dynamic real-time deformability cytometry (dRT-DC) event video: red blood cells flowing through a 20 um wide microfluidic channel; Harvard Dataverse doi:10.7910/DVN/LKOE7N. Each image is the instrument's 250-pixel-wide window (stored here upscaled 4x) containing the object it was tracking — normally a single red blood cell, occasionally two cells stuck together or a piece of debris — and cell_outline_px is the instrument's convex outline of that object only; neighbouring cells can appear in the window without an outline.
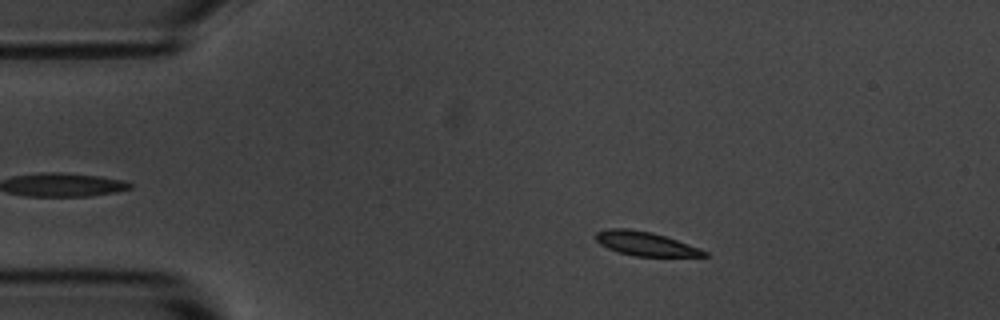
{"species": "common noctule bat (a hibernating species)", "species_latin": "Nyctalus noctula", "temperature_condition": "room temperature", "stored_images_in_passage": 42, "camera_frame_rate_fps": 3000, "um_per_image_px": 0.085, "animal": {"sex": "male", "body_mass_g": 20.1, "forearm_length_mm": 53.5}, "frame": {"image": 1, "passage_image": 9, "time_ms": 2.667, "image_size_px": [1000, 320], "cell_outline_px": [[708, 256], [636, 256], [620, 252], [608, 248], [600, 244], [596, 240], [596, 232], [608, 228], [628, 228], [652, 232], [700, 248], [708, 252]], "centroid_in_image_um": [54.85, 20.7], "position_along_channel_um": 30.2, "area_um2": 14.97}}
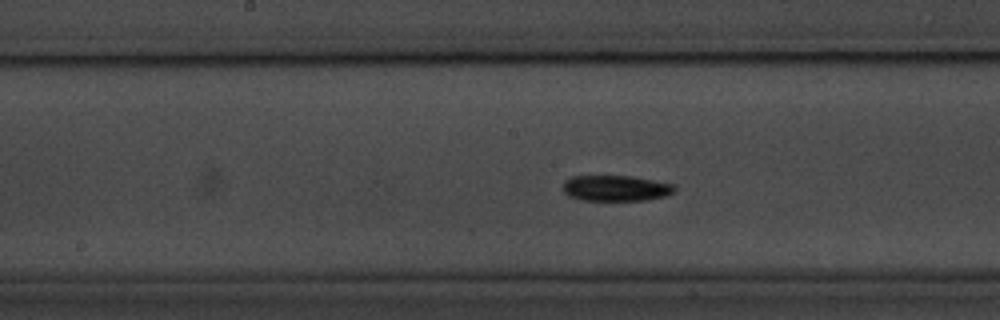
{"frame": {"image": 2, "passage_image": 27, "time_ms": 8.667, "image_size_px": [1000, 320], "cell_outline_px": [[676, 192], [668, 196], [648, 200], [580, 200], [568, 196], [560, 188], [564, 180], [572, 176], [632, 176], [672, 184], [676, 188]], "centroid_in_image_um": [52.32, 16.0], "position_along_channel_um": 195.9, "area_um2": 17.05}}
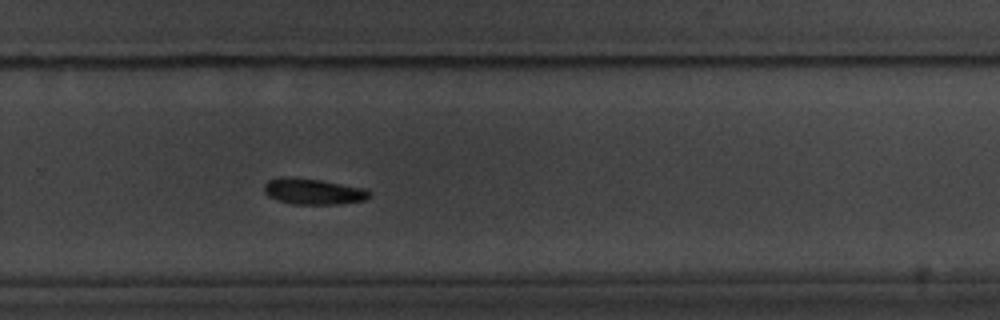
{"frame": {"image": 3, "passage_image": 36, "time_ms": 11.667, "image_size_px": [1000, 320], "cell_outline_px": [[372, 196], [364, 200], [336, 204], [292, 204], [268, 196], [264, 192], [264, 184], [268, 180], [280, 176], [288, 176], [320, 180], [368, 188], [372, 192]], "centroid_in_image_um": [26.65, 16.26], "position_along_channel_um": 303.1, "area_um2": 16.13}, "authors_computed_cell_mechanics": {"area_um2": 16.0684, "velocity_mm_per_s": 3.5871, "shape_relaxation_time_tau1_ms": 3.7727, "shape_relaxation_time_tau2_ms": null, "deformation_change_tau1": 0.0746, "deformation_change_tau2": null}}